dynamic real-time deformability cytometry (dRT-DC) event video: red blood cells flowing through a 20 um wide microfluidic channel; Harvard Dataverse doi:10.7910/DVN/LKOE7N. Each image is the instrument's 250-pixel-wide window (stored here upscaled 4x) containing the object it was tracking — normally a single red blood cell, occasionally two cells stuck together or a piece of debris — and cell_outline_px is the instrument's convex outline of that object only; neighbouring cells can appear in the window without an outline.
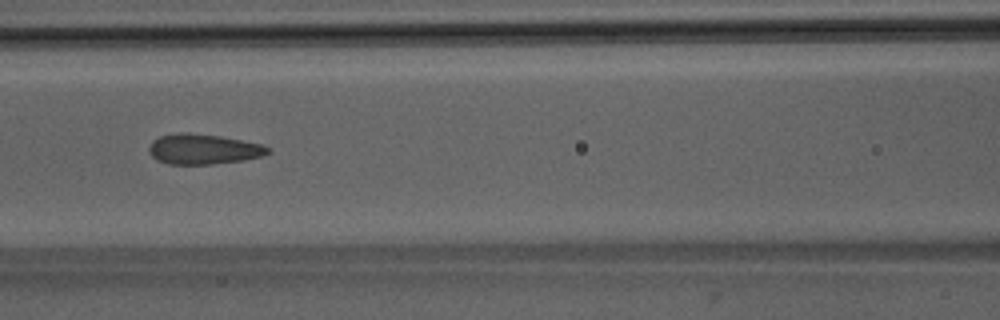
{"species": "Egyptian fruit bat (a non-hibernating species)", "species_latin": "Rousettus aegyptiacus", "temperature_condition": "room temperature", "stored_images_in_passage": 38, "camera_frame_rate_fps": 3000, "um_per_image_px": 0.085, "animal": {"sex": "male"}, "frame": {"image": 1, "passage_image": 12, "time_ms": 3.667, "image_size_px": [1000, 320], "cell_outline_px": [[272, 152], [260, 156], [244, 160], [212, 164], [168, 164], [156, 160], [148, 152], [148, 148], [152, 140], [160, 136], [180, 132], [188, 132], [220, 136], [264, 144]], "centroid_in_image_um": [17.26, 12.67], "position_along_channel_um": 149.3, "area_um2": 21.1}}
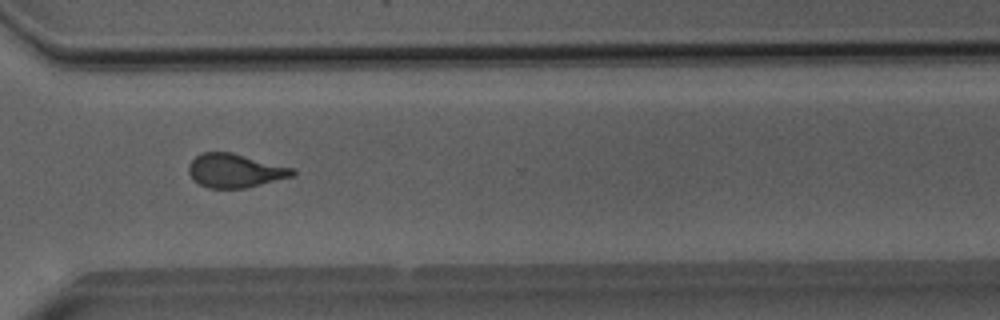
{"frame": {"image": 2, "passage_image": 27, "time_ms": 8.667, "image_size_px": [1000, 320], "cell_outline_px": [[296, 172], [292, 176], [248, 188], [208, 188], [192, 180], [188, 172], [188, 164], [200, 152], [232, 152], [292, 168]], "centroid_in_image_um": [19.93, 14.51], "position_along_channel_um": 350.7, "area_um2": 20.46}}